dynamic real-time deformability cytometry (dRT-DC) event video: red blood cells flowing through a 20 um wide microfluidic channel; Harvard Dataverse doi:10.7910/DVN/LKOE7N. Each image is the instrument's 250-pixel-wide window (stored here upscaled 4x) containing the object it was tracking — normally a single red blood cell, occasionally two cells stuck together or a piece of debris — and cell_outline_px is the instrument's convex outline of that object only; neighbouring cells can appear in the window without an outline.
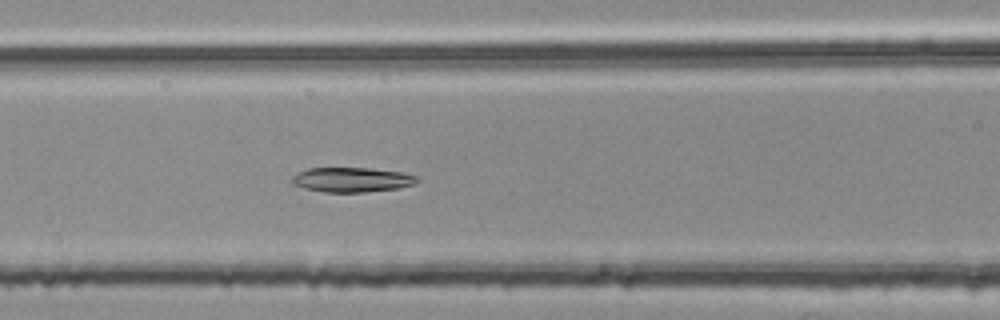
{"species": "common noctule bat (a hibernating species)", "species_latin": "Nyctalus noctula", "temperature_condition": "room temperature", "stored_images_in_passage": 54, "segment_of_instrument_passage": [2, 2], "camera_frame_rate_fps": 3000, "um_per_image_px": 0.085, "animal": {"sex": "female", "body_mass_g": 25.1}, "frame": {"image": 1, "passage_image": 24, "time_ms": 7.667, "image_size_px": [1000, 320], "cell_outline_px": [[420, 180], [416, 184], [396, 188], [364, 192], [324, 192], [304, 188], [292, 184], [292, 176], [308, 168], [372, 168], [400, 172], [420, 176]], "centroid_in_image_um": [29.94, 15.27], "position_along_channel_um": 136.7, "area_um2": 18.03}}
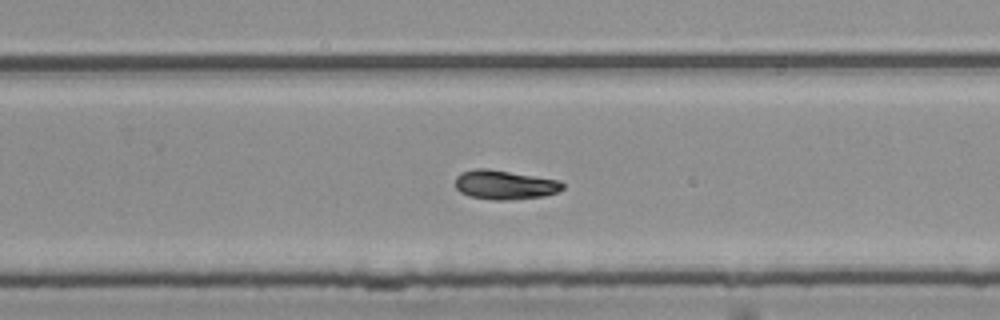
{"frame": {"image": 2, "passage_image": 36, "time_ms": 11.667, "image_size_px": [1000, 320], "cell_outline_px": [[564, 188], [556, 192], [544, 196], [512, 200], [492, 200], [468, 196], [460, 192], [456, 188], [456, 176], [460, 172], [476, 168], [488, 168], [560, 180], [564, 184]], "centroid_in_image_um": [42.89, 15.71], "position_along_channel_um": 286.9, "area_um2": 18.5}}
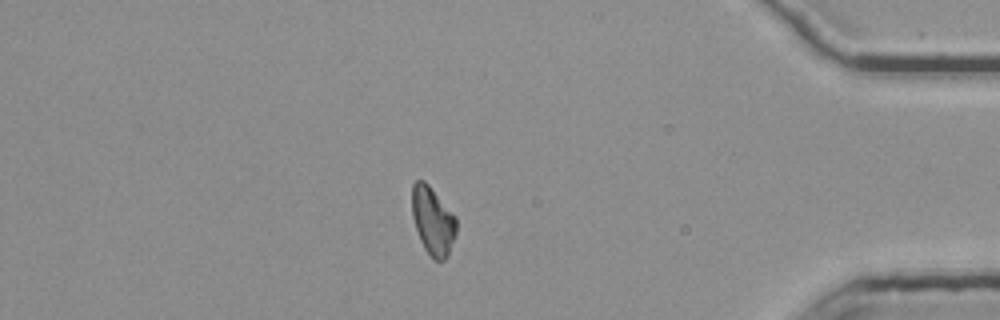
{"frame": {"image": 3, "passage_image": 48, "time_ms": 15.667, "image_size_px": [1000, 320], "cell_outline_px": [[456, 232], [448, 256], [444, 260], [436, 260], [424, 248], [420, 240], [412, 216], [412, 184], [416, 180], [424, 180], [428, 184], [456, 216]], "centroid_in_image_um": [36.79, 18.75], "position_along_channel_um": 398.4, "area_um2": 17.46}}